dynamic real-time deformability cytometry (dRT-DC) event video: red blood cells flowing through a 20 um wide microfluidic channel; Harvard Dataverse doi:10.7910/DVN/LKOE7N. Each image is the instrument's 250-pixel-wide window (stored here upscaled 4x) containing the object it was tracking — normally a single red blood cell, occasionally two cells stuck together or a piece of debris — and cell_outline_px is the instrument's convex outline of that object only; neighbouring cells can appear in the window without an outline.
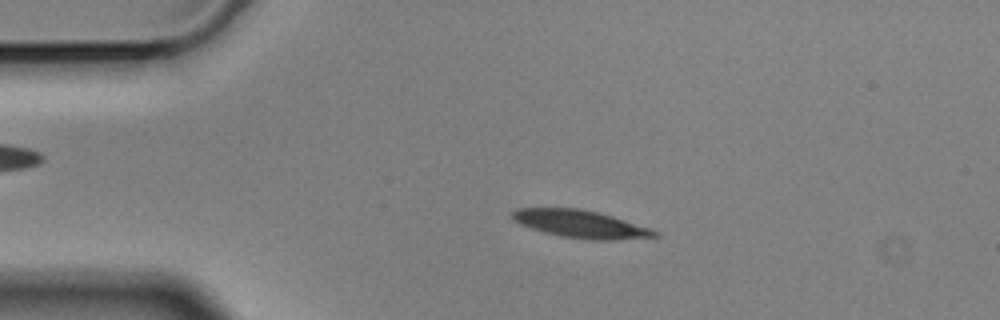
{"species": "Egyptian fruit bat (a non-hibernating species)", "species_latin": "Rousettus aegyptiacus", "temperature_condition": "cold", "stored_images_in_passage": 56, "camera_frame_rate_fps": 3000, "um_per_image_px": 0.085, "animal": {"sex": "male"}, "frame": {"image": 1, "passage_image": 11, "time_ms": 3.333, "image_size_px": [1000, 320], "cell_outline_px": [[660, 236], [616, 240], [588, 240], [560, 236], [544, 232], [520, 224], [512, 220], [512, 212], [516, 208], [580, 208], [612, 216], [660, 232]], "centroid_in_image_um": [49.33, 19.05], "position_along_channel_um": 35.7, "area_um2": 22.83}}
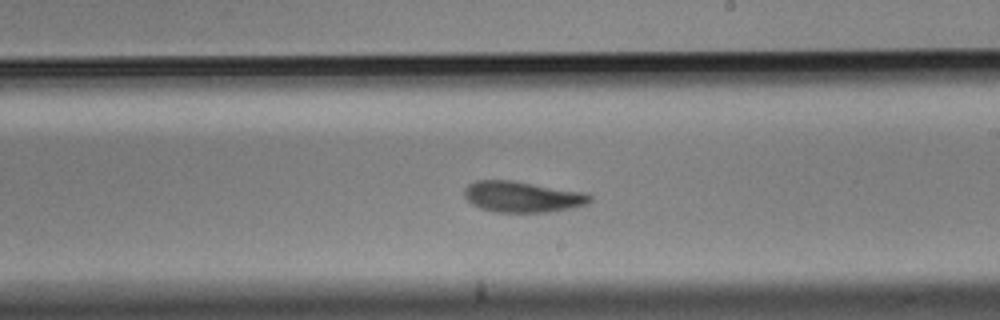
{"frame": {"image": 2, "passage_image": 32, "time_ms": 10.333, "image_size_px": [1000, 320], "cell_outline_px": [[592, 200], [584, 204], [568, 208], [548, 212], [496, 212], [480, 208], [472, 204], [464, 196], [464, 188], [468, 184], [476, 180], [512, 180], [584, 192], [592, 196]], "centroid_in_image_um": [44.35, 16.71], "position_along_channel_um": 244.6, "area_um2": 22.54}}
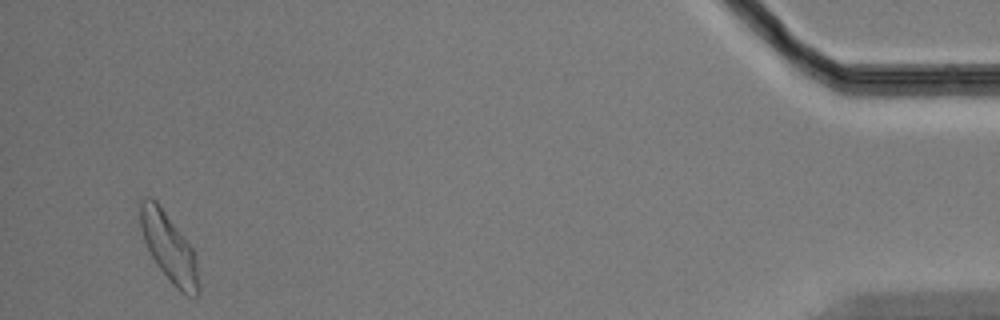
{"frame": {"image": 3, "passage_image": 54, "time_ms": 17.667, "image_size_px": [1000, 320], "cell_outline_px": [[200, 292], [196, 296], [180, 292], [172, 284], [156, 264], [144, 240], [140, 228], [140, 200], [144, 196], [152, 196], [156, 200], [192, 248], [196, 256], [200, 288]], "centroid_in_image_um": [14.36, 21.03], "position_along_channel_um": 420.8, "area_um2": 23.24}, "authors_computed_cell_mechanics": {"area_um2": 22.542, "velocity_mm_per_s": 3.4798, "shape_relaxation_time_tau1_ms": 3.2075, "shape_relaxation_time_tau2_ms": 3.2252, "deformation_change_tau1": 0.1419, "deformation_change_tau2": 0.1039}}